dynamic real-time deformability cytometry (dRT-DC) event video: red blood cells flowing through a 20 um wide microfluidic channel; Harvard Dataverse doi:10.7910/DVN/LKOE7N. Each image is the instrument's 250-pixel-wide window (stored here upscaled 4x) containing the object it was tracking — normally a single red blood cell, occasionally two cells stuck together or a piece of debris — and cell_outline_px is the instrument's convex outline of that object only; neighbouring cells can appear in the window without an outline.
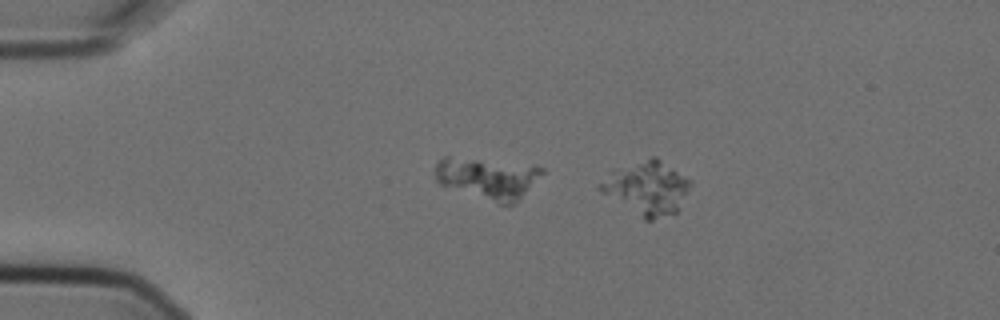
{"species": "Egyptian fruit bat (a non-hibernating species)", "species_latin": "Rousettus aegyptiacus", "temperature_condition": "cold", "stored_images_in_passage": 5, "camera_frame_rate_fps": 3000, "um_per_image_px": 0.085, "animal": {"sex": "female"}, "frame": {"image": 1, "passage_image": 2, "time_ms": 0.333, "image_size_px": [1000, 320], "cell_outline_px": [[692, 184], [680, 208], [676, 212], [652, 220], [644, 220], [600, 192], [600, 184], [612, 168], [652, 156], [656, 156], [692, 180]], "centroid_in_image_um": [55.0, 15.96], "position_along_channel_um": 30.0, "area_um2": 28.44}}
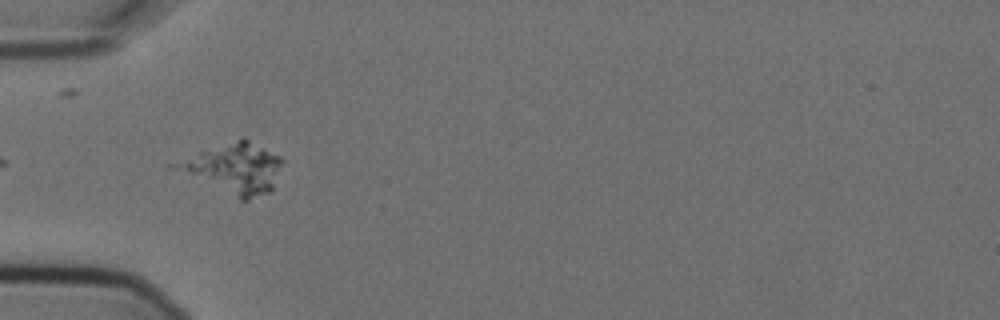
{"frame": {"image": 2, "passage_image": 4, "time_ms": 1.0, "image_size_px": [1000, 320], "cell_outline_px": [[284, 160], [272, 188], [268, 192], [248, 200], [240, 200], [184, 168], [184, 164], [200, 152], [244, 136], [280, 156]], "centroid_in_image_um": [20.23, 14.27], "position_along_channel_um": 64.8, "area_um2": 28.32}}
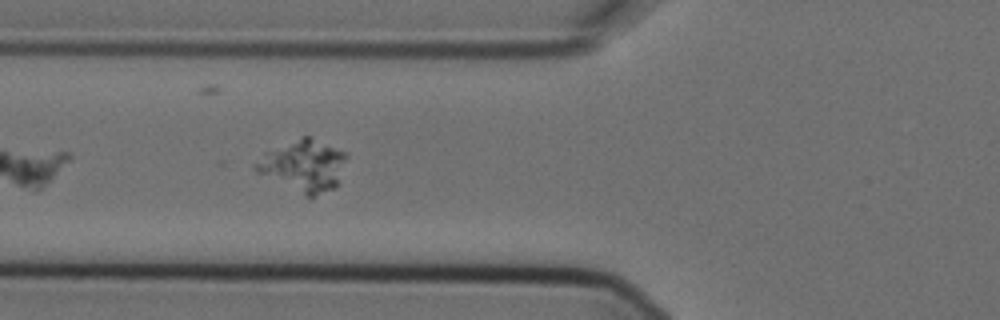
{"frame": {"image": 3, "passage_image": 5, "time_ms": 1.333, "image_size_px": [1000, 320], "cell_outline_px": [[348, 156], [336, 188], [312, 196], [304, 196], [256, 172], [252, 164], [264, 152], [304, 136], [308, 136], [344, 152]], "centroid_in_image_um": [25.77, 14.1], "position_along_channel_um": 100.0, "area_um2": 27.05}}